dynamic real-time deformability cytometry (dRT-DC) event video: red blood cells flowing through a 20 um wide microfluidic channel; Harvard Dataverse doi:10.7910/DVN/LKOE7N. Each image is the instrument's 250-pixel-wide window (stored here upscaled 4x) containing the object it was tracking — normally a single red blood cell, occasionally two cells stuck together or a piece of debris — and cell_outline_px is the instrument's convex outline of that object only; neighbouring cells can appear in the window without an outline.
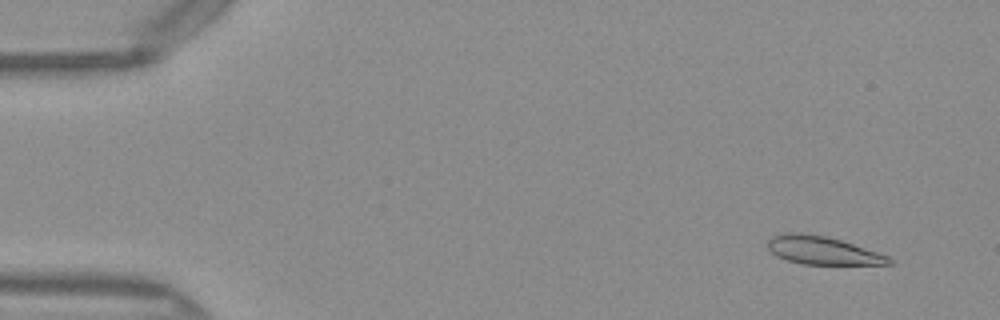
{"species": "Egyptian fruit bat (a non-hibernating species)", "species_latin": "Rousettus aegyptiacus", "temperature_condition": "warm", "stored_images_in_passage": 51, "camera_frame_rate_fps": 3000, "um_per_image_px": 0.085, "frame": {"image": 1, "passage_image": 4, "time_ms": 1.0, "image_size_px": [1000, 320], "cell_outline_px": [[896, 264], [804, 264], [788, 260], [776, 256], [768, 248], [768, 240], [772, 236], [784, 232], [800, 232], [824, 236], [840, 240], [888, 256], [896, 260]], "centroid_in_image_um": [69.91, 21.28], "position_along_channel_um": 15.1, "area_um2": 19.71}}
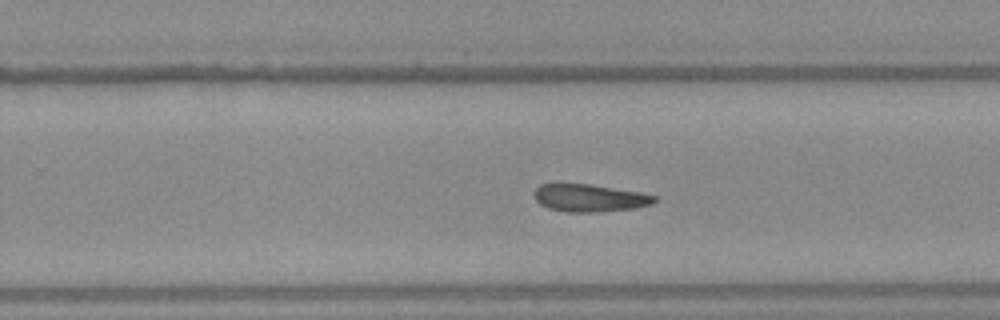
{"frame": {"image": 2, "passage_image": 32, "time_ms": 10.333, "image_size_px": [1000, 320], "cell_outline_px": [[656, 200], [652, 204], [636, 208], [600, 212], [564, 212], [548, 208], [540, 204], [536, 200], [532, 192], [540, 184], [588, 184], [640, 192], [656, 196]], "centroid_in_image_um": [50.1, 16.84], "position_along_channel_um": 279.7, "area_um2": 19.36}}
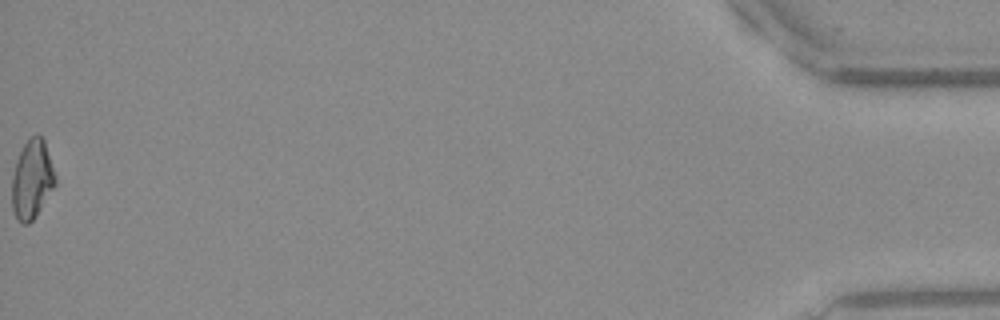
{"frame": {"image": 3, "passage_image": 51, "time_ms": 16.667, "image_size_px": [1000, 320], "cell_outline_px": [[56, 184], [36, 216], [28, 224], [20, 224], [16, 220], [12, 208], [12, 176], [16, 160], [24, 144], [36, 132], [44, 140], [56, 176]], "centroid_in_image_um": [2.71, 15.28], "position_along_channel_um": 432.5, "area_um2": 20.0}, "authors_computed_cell_mechanics": {"area_um2": 19.9988, "velocity_mm_per_s": 4.0598, "shape_relaxation_time_tau1_ms": null, "shape_relaxation_time_tau2_ms": 7.3607, "deformation_change_tau1": null, "deformation_change_tau2": 0.1785}}